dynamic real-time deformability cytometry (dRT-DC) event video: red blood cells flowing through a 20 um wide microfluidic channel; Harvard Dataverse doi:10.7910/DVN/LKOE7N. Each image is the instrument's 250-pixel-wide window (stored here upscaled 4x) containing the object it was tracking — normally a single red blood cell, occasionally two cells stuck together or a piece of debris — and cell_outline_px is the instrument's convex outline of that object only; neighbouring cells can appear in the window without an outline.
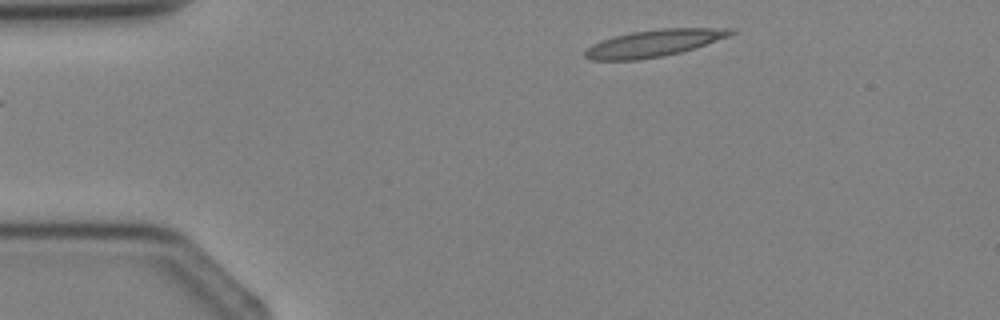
{"species": "Egyptian fruit bat (a non-hibernating species)", "species_latin": "Rousettus aegyptiacus", "temperature_condition": "cold", "stored_images_in_passage": 4, "camera_frame_rate_fps": 3000, "um_per_image_px": 0.085, "animal": {"sex": "female"}, "frame": {"image": 1, "passage_image": 4, "time_ms": 3.667, "image_size_px": [1000, 320], "cell_outline_px": [[736, 32], [728, 36], [680, 52], [664, 56], [636, 60], [588, 60], [584, 56], [584, 52], [592, 44], [600, 40], [612, 36], [632, 32], [660, 28], [732, 28]], "centroid_in_image_um": [55.51, 3.67], "position_along_channel_um": 29.5, "area_um2": 22.77}}